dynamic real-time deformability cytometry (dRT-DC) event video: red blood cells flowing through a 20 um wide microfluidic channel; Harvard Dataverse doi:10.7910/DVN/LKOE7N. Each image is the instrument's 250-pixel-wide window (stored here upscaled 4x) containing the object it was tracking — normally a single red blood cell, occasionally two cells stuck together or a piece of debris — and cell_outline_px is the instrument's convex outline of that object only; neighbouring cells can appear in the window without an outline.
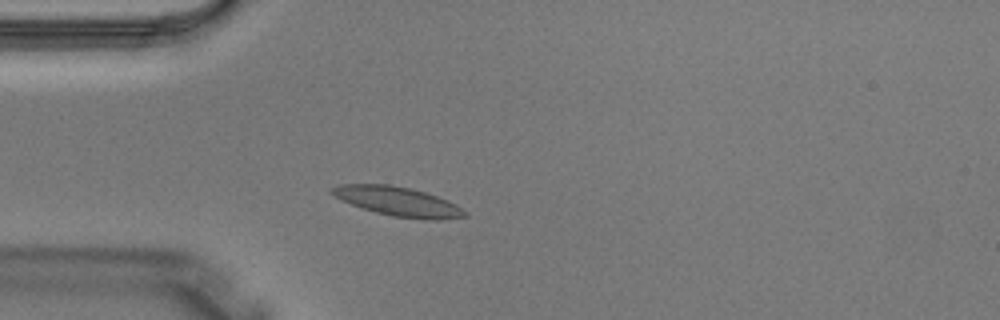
{"species": "Egyptian fruit bat (a non-hibernating species)", "species_latin": "Rousettus aegyptiacus", "temperature_condition": "warm", "stored_images_in_passage": 3, "camera_frame_rate_fps": 3000, "um_per_image_px": 0.085, "animal": {"sex": "male"}, "frame": {"image": 1, "passage_image": 3, "time_ms": 0.667, "image_size_px": [1000, 320], "cell_outline_px": [[468, 216], [436, 220], [428, 220], [392, 216], [376, 212], [340, 200], [332, 196], [328, 192], [328, 188], [340, 184], [388, 184], [412, 188], [448, 200], [456, 204], [468, 212]], "centroid_in_image_um": [33.8, 17.11], "position_along_channel_um": 51.2, "area_um2": 22.83}}